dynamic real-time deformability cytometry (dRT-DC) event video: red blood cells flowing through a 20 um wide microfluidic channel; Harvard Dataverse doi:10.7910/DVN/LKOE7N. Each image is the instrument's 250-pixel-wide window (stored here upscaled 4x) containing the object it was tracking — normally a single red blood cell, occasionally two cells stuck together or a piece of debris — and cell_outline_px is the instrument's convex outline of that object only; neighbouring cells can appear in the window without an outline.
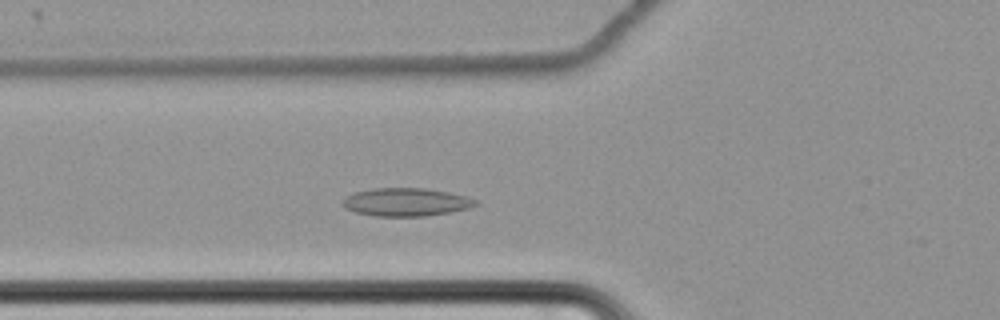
{"species": "common noctule bat (a hibernating species)", "species_latin": "Nyctalus noctula", "temperature_condition": "cold", "stored_images_in_passage": 47, "camera_frame_rate_fps": 3000, "um_per_image_px": 0.085, "animal": {"sex": "female", "body_mass_g": 22.7, "forearm_length_mm": 54.2}, "frame": {"image": 1, "passage_image": 15, "time_ms": 4.667, "image_size_px": [1000, 320], "cell_outline_px": [[480, 204], [472, 208], [424, 216], [376, 216], [356, 212], [344, 208], [340, 204], [348, 196], [356, 192], [372, 188], [424, 188], [448, 192], [464, 196], [476, 200]], "centroid_in_image_um": [34.53, 17.18], "position_along_channel_um": 91.3, "area_um2": 21.68}}
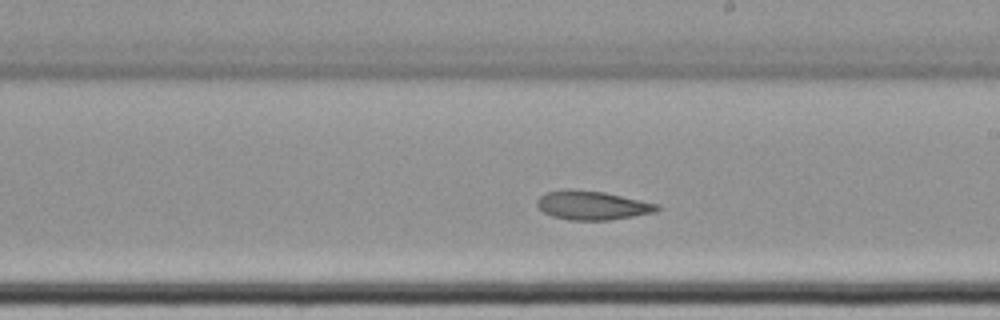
{"frame": {"image": 2, "passage_image": 28, "time_ms": 9.0, "image_size_px": [1000, 320], "cell_outline_px": [[660, 208], [656, 212], [608, 220], [568, 220], [552, 216], [544, 212], [536, 204], [536, 200], [544, 192], [568, 188], [604, 192], [660, 204]], "centroid_in_image_um": [50.32, 17.44], "position_along_channel_um": 238.7, "area_um2": 20.35}}
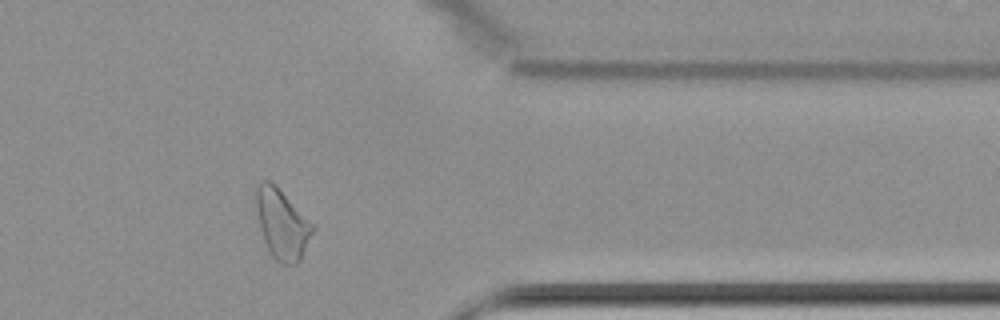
{"frame": {"image": 3, "passage_image": 42, "time_ms": 13.667, "image_size_px": [1000, 320], "cell_outline_px": [[316, 228], [300, 260], [296, 264], [280, 264], [272, 256], [264, 240], [260, 228], [256, 208], [256, 184], [260, 180], [268, 180], [276, 184], [316, 224]], "centroid_in_image_um": [24.01, 19.0], "position_along_channel_um": 387.4, "area_um2": 23.58}}